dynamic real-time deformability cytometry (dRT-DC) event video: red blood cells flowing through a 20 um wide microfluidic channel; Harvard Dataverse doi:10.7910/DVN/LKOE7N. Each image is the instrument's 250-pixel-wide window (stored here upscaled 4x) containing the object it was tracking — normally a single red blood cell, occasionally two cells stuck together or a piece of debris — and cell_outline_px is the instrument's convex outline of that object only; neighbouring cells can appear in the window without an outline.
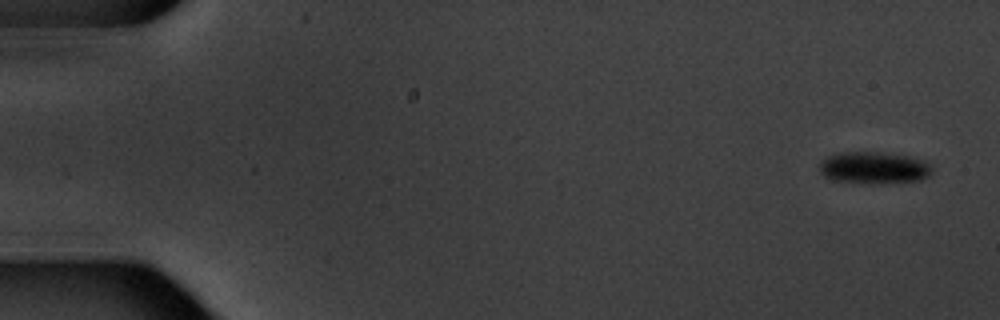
{"species": "common noctule bat (a hibernating species)", "species_latin": "Nyctalus noctula", "temperature_condition": "warm", "stored_images_in_passage": 5, "camera_frame_rate_fps": 3000, "um_per_image_px": 0.085, "animal": {"sex": "male", "body_mass_g": 20.1, "forearm_length_mm": 53.5}, "frame": {"image": 1, "passage_image": 1, "time_ms": 0.0, "image_size_px": [1000, 320], "cell_outline_px": [[932, 172], [928, 176], [920, 180], [880, 184], [832, 180], [824, 176], [820, 172], [820, 160], [836, 152], [884, 152], [912, 156], [928, 160], [932, 168]], "centroid_in_image_um": [74.32, 14.24], "position_along_channel_um": 10.7, "area_um2": 21.44}}
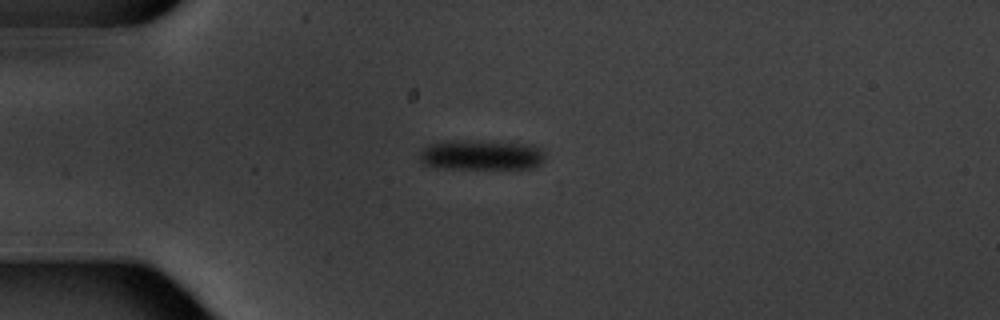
{"frame": {"image": 2, "passage_image": 4, "time_ms": 4.333, "image_size_px": [1000, 320], "cell_outline_px": [[544, 160], [540, 164], [532, 168], [432, 168], [424, 164], [420, 160], [420, 152], [428, 144], [448, 140], [456, 140], [532, 144], [544, 148]], "centroid_in_image_um": [40.91, 13.17], "position_along_channel_um": 44.1, "area_um2": 22.14}}